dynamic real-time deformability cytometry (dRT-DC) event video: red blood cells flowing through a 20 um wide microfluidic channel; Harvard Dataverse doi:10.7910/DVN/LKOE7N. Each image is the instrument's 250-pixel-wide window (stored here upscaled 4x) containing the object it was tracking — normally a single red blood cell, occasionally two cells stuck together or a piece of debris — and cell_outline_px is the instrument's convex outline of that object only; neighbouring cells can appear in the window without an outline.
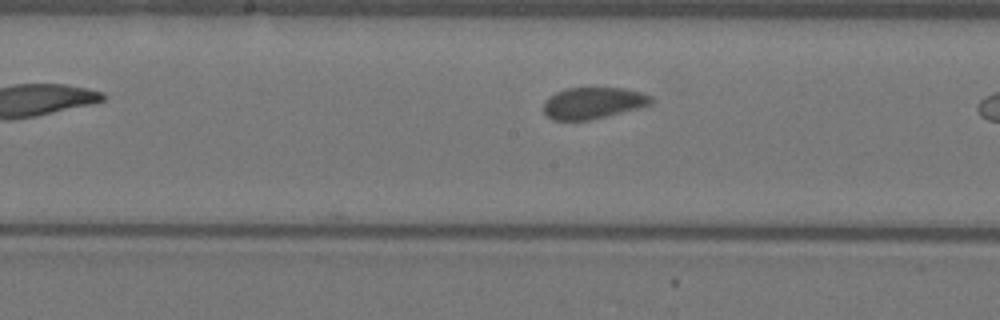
{"species": "Egyptian fruit bat (a non-hibernating species)", "species_latin": "Rousettus aegyptiacus", "temperature_condition": "warm", "stored_images_in_passage": 15, "camera_frame_rate_fps": 3000, "um_per_image_px": 0.085, "animal": {"sex": "female"}, "frame": {"image": 1, "passage_image": 15, "time_ms": 4.667, "image_size_px": [1000, 320], "cell_outline_px": [[656, 100], [652, 104], [588, 120], [552, 120], [544, 112], [544, 100], [548, 96], [564, 88], [624, 88], [644, 92], [652, 96]], "centroid_in_image_um": [50.42, 8.73], "position_along_channel_um": 197.8, "area_um2": 19.77}}